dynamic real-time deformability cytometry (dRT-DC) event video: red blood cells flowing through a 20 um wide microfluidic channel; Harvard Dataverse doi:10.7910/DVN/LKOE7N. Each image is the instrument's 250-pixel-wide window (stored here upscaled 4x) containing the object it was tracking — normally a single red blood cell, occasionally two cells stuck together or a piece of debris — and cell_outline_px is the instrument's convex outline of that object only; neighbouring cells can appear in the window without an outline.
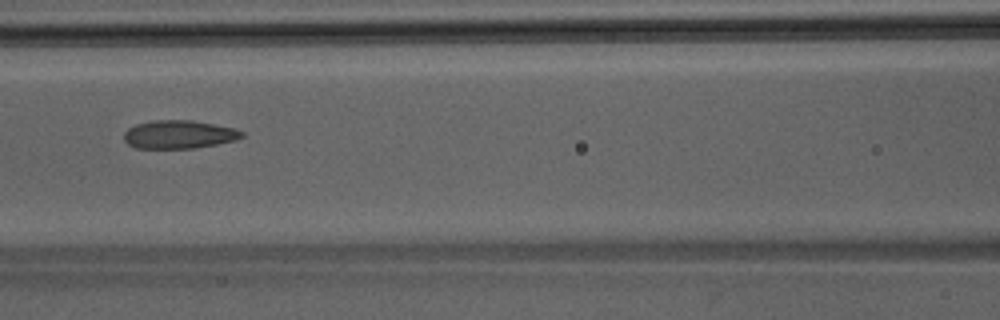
{"species": "Egyptian fruit bat (a non-hibernating species)", "species_latin": "Rousettus aegyptiacus", "temperature_condition": "room temperature", "stored_images_in_passage": 6, "camera_frame_rate_fps": 3000, "um_per_image_px": 0.085, "animal": {"sex": "male"}, "frame": {"image": 1, "passage_image": 6, "time_ms": 1.667, "image_size_px": [1000, 320], "cell_outline_px": [[244, 136], [236, 140], [196, 148], [136, 148], [128, 144], [124, 140], [124, 132], [128, 128], [136, 124], [156, 120], [192, 120], [236, 128], [244, 132]], "centroid_in_image_um": [15.23, 11.42], "position_along_channel_um": 151.4, "area_um2": 19.48}}